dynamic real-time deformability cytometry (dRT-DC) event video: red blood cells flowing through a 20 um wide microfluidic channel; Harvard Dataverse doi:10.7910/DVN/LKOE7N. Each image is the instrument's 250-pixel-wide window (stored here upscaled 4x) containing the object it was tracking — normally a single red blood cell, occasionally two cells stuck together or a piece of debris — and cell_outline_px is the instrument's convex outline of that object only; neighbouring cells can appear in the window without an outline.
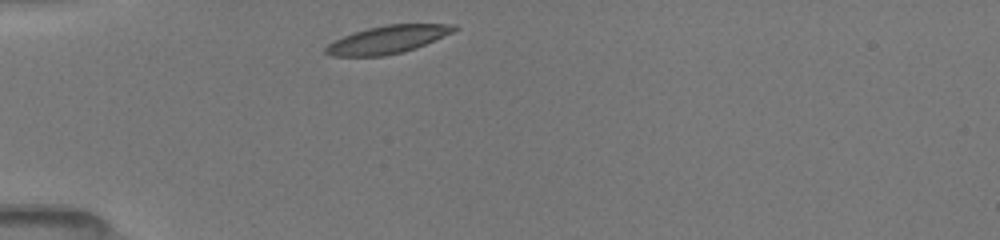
{"species": "common noctule bat (a hibernating species)", "species_latin": "Nyctalus noctula", "temperature_condition": "room temperature", "stored_images_in_passage": 37, "camera_frame_rate_fps": 3000, "um_per_image_px": 0.085, "animal": {"sex": "female", "body_mass_g": 19.5, "forearm_length_mm": 54.1}, "frame": {"image": 1, "passage_image": 1, "time_ms": 0.0, "image_size_px": [1000, 240], "cell_outline_px": [[460, 28], [452, 32], [416, 48], [404, 52], [384, 56], [332, 56], [324, 52], [324, 48], [328, 44], [352, 32], [384, 24], [456, 24]], "centroid_in_image_um": [32.95, 3.36], "position_along_channel_um": 52.1, "area_um2": 20.81}}
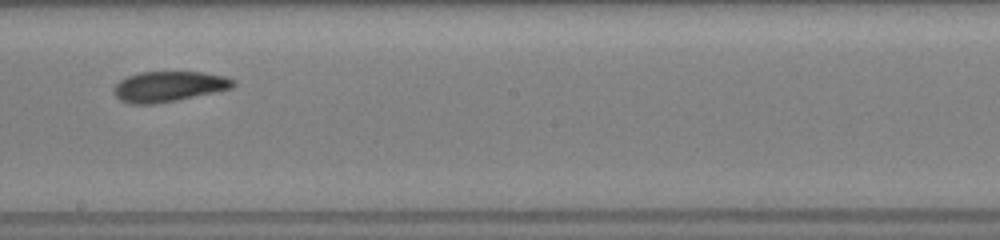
{"frame": {"image": 2, "passage_image": 16, "time_ms": 5.0, "image_size_px": [1000, 240], "cell_outline_px": [[236, 84], [232, 88], [176, 100], [156, 104], [128, 104], [120, 100], [112, 92], [112, 88], [120, 80], [128, 76], [140, 72], [204, 72], [224, 76], [236, 80]], "centroid_in_image_um": [14.32, 7.35], "position_along_channel_um": 233.9, "area_um2": 21.21}}
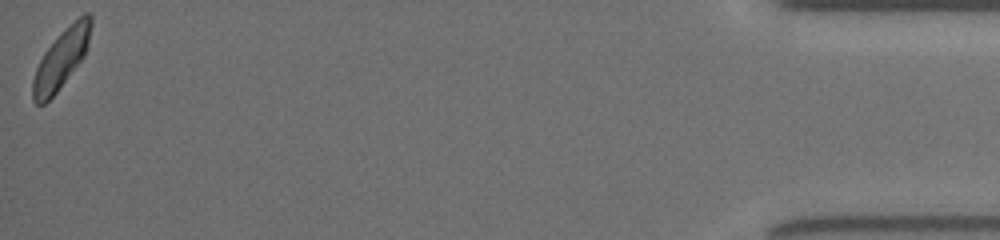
{"frame": {"image": 3, "passage_image": 37, "time_ms": 12.0, "image_size_px": [1000, 240], "cell_outline_px": [[92, 24], [88, 44], [84, 56], [56, 92], [44, 104], [36, 104], [32, 100], [32, 80], [36, 68], [44, 52], [60, 32], [84, 12], [92, 12]], "centroid_in_image_um": [5.21, 4.96], "position_along_channel_um": 430.0, "area_um2": 19.88}, "authors_computed_cell_mechanics": {"area_um2": 20.808, "velocity_mm_per_s": 4.0101, "shape_relaxation_time_tau1_ms": 2.1611, "shape_relaxation_time_tau2_ms": 4.0438, "deformation_change_tau1": 0.121, "deformation_change_tau2": 0.1006}}